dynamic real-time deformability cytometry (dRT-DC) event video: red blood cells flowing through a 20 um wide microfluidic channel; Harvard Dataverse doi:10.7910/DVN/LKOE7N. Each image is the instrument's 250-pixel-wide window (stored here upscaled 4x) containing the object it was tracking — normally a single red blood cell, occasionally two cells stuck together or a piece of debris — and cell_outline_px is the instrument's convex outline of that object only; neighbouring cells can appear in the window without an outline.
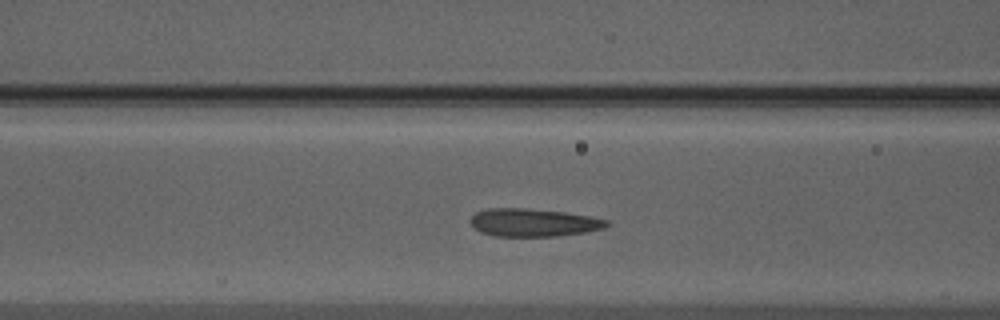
{"species": "Egyptian fruit bat (a non-hibernating species)", "species_latin": "Rousettus aegyptiacus", "temperature_condition": "warm", "stored_images_in_passage": 41, "camera_frame_rate_fps": 3000, "um_per_image_px": 0.085, "animal": {"sex": "male"}, "frame": {"image": 1, "passage_image": 9, "time_ms": 2.667, "image_size_px": [1000, 320], "cell_outline_px": [[612, 224], [604, 228], [588, 232], [556, 236], [492, 236], [480, 232], [468, 220], [476, 212], [488, 208], [524, 208], [564, 212], [588, 216], [608, 220]], "centroid_in_image_um": [45.35, 18.92], "position_along_channel_um": 121.3, "area_um2": 22.25}}
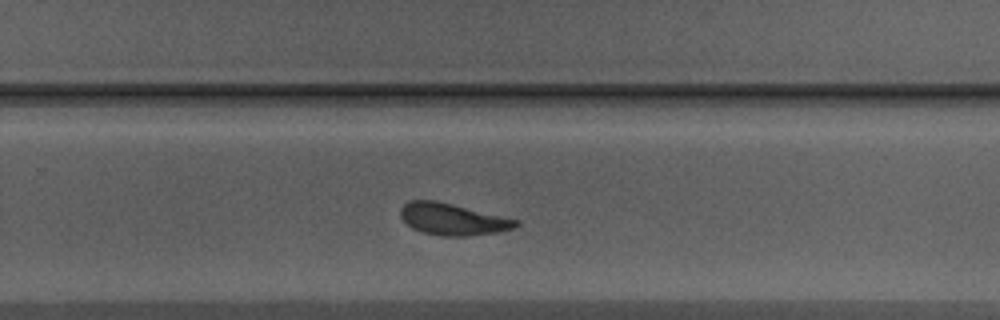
{"frame": {"image": 2, "passage_image": 22, "time_ms": 7.0, "image_size_px": [1000, 320], "cell_outline_px": [[520, 224], [512, 228], [496, 232], [464, 236], [440, 236], [424, 232], [412, 228], [400, 216], [400, 208], [408, 200], [436, 200], [520, 220]], "centroid_in_image_um": [38.46, 18.62], "position_along_channel_um": 291.3, "area_um2": 21.21}}
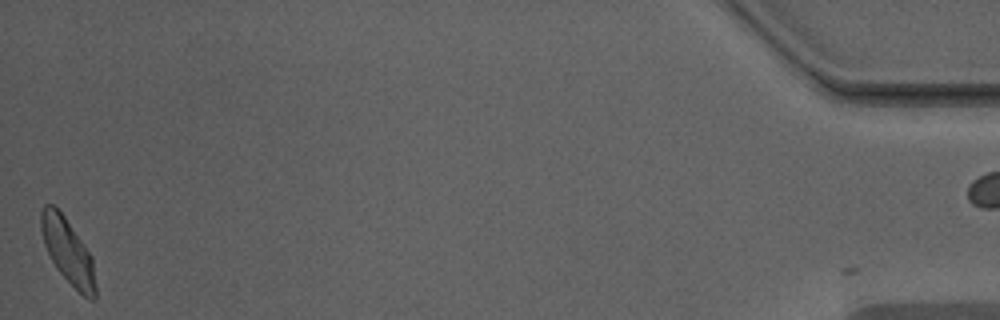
{"frame": {"image": 3, "passage_image": 40, "time_ms": 13.0, "image_size_px": [1000, 320], "cell_outline_px": [[96, 300], [88, 300], [56, 268], [44, 244], [40, 228], [40, 212], [44, 204], [52, 204], [64, 216], [92, 256], [96, 288]], "centroid_in_image_um": [5.76, 21.35], "position_along_channel_um": 429.4, "area_um2": 20.4}, "authors_computed_cell_mechanics": {"area_um2": 21.5594, "velocity_mm_per_s": 3.9396, "shape_relaxation_time_tau1_ms": 3.0928, "shape_relaxation_time_tau2_ms": 1.0224, "deformation_change_tau1": 0.1413, "deformation_change_tau2": 0.0958}}